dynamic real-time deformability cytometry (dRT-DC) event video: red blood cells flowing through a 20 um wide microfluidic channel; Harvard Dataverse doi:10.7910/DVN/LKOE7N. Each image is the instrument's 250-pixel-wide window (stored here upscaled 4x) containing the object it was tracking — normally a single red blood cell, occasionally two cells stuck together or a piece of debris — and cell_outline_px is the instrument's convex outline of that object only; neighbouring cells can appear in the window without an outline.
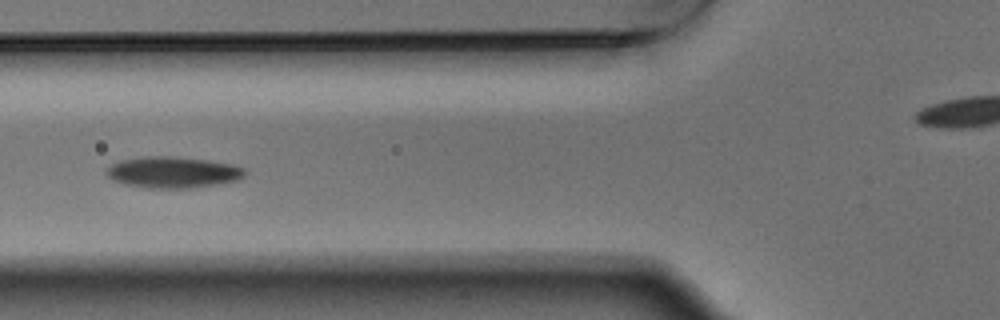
{"species": "Egyptian fruit bat (a non-hibernating species)", "species_latin": "Rousettus aegyptiacus", "temperature_condition": "warm", "stored_images_in_passage": 7, "camera_frame_rate_fps": 3000, "um_per_image_px": 0.085, "animal": {"sex": "male"}, "frame": {"image": 1, "passage_image": 5, "time_ms": 1.333, "image_size_px": [1000, 320], "cell_outline_px": [[248, 172], [240, 180], [188, 188], [148, 188], [124, 184], [112, 180], [104, 172], [112, 164], [120, 160], [144, 156], [176, 156], [208, 160], [232, 164], [244, 168]], "centroid_in_image_um": [14.7, 14.63], "position_along_channel_um": 111.1, "area_um2": 25.37}}
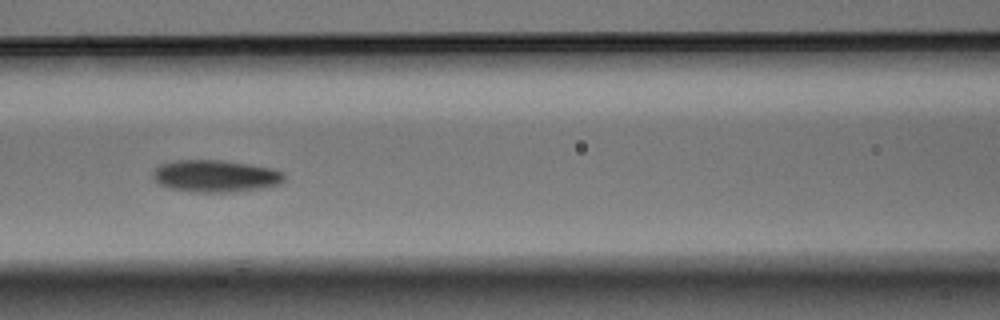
{"frame": {"image": 2, "passage_image": 6, "time_ms": 1.667, "image_size_px": [1000, 320], "cell_outline_px": [[284, 180], [280, 184], [268, 188], [236, 192], [192, 192], [168, 188], [152, 180], [152, 172], [160, 164], [176, 160], [220, 160], [248, 164], [272, 168], [284, 172]], "centroid_in_image_um": [18.32, 14.98], "position_along_channel_um": 148.3, "area_um2": 24.97}}
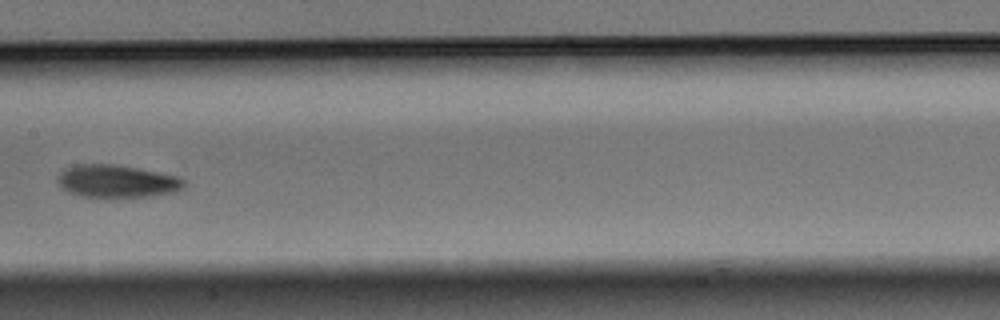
{"frame": {"image": 3, "passage_image": 7, "time_ms": 2.0, "image_size_px": [1000, 320], "cell_outline_px": [[184, 188], [176, 192], [152, 196], [84, 196], [68, 192], [60, 188], [56, 180], [60, 172], [76, 164], [116, 164], [180, 176], [184, 180]], "centroid_in_image_um": [9.95, 15.39], "position_along_channel_um": 197.5, "area_um2": 23.99}}